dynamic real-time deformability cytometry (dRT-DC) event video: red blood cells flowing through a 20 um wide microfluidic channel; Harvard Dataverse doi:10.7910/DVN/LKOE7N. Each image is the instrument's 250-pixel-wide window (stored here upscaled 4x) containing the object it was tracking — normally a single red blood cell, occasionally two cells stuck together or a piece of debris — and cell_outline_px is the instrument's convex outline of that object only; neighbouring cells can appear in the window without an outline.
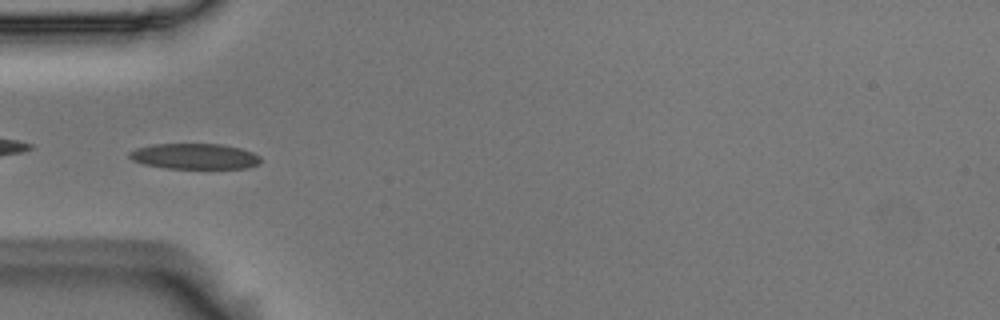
{"species": "Egyptian fruit bat (a non-hibernating species)", "species_latin": "Rousettus aegyptiacus", "temperature_condition": "room temperature", "stored_images_in_passage": 56, "camera_frame_rate_fps": 3000, "um_per_image_px": 0.085, "animal": {"sex": "male"}, "frame": {"image": 1, "passage_image": 18, "time_ms": 5.667, "image_size_px": [1000, 320], "cell_outline_px": [[260, 164], [248, 168], [168, 168], [144, 164], [132, 160], [128, 156], [128, 152], [136, 148], [152, 144], [220, 144], [240, 148], [252, 152], [260, 156]], "centroid_in_image_um": [16.54, 13.28], "position_along_channel_um": 68.5, "area_um2": 19.59}}
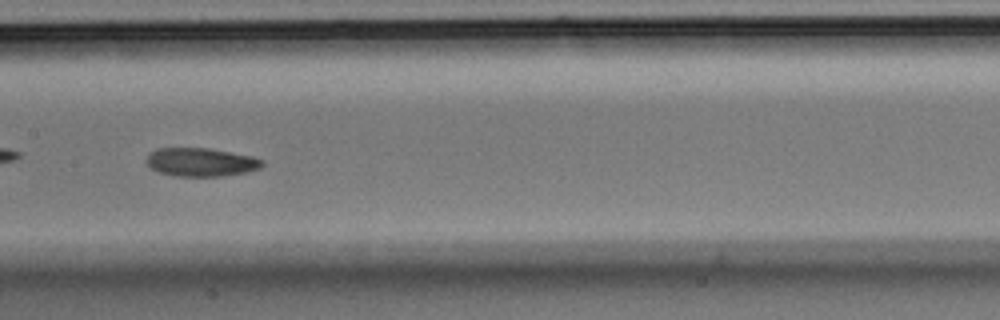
{"frame": {"image": 2, "passage_image": 28, "time_ms": 9.0, "image_size_px": [1000, 320], "cell_outline_px": [[264, 164], [260, 168], [248, 172], [220, 176], [176, 176], [160, 172], [152, 168], [144, 160], [148, 152], [156, 148], [208, 148], [252, 156], [264, 160]], "centroid_in_image_um": [17.07, 13.77], "position_along_channel_um": 190.3, "area_um2": 19.31}}
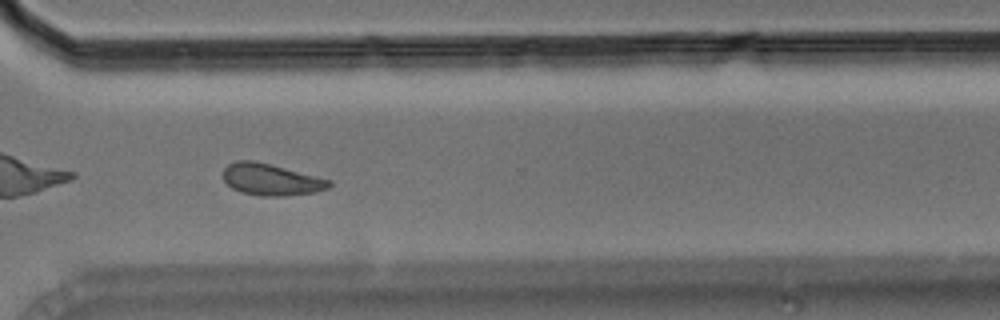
{"frame": {"image": 3, "passage_image": 41, "time_ms": 13.333, "image_size_px": [1000, 320], "cell_outline_px": [[332, 184], [328, 188], [316, 192], [284, 196], [260, 196], [240, 192], [232, 188], [224, 180], [224, 168], [228, 164], [236, 160], [252, 160], [332, 180]], "centroid_in_image_um": [23.04, 15.27], "position_along_channel_um": 347.6, "area_um2": 19.42}, "authors_computed_cell_mechanics": {"area_um2": 19.6231, "velocity_mm_per_s": 3.6347, "shape_relaxation_time_tau1_ms": 5.9577, "shape_relaxation_time_tau2_ms": 3.2202, "deformation_change_tau1": 0.1189, "deformation_change_tau2": 0.0871}}